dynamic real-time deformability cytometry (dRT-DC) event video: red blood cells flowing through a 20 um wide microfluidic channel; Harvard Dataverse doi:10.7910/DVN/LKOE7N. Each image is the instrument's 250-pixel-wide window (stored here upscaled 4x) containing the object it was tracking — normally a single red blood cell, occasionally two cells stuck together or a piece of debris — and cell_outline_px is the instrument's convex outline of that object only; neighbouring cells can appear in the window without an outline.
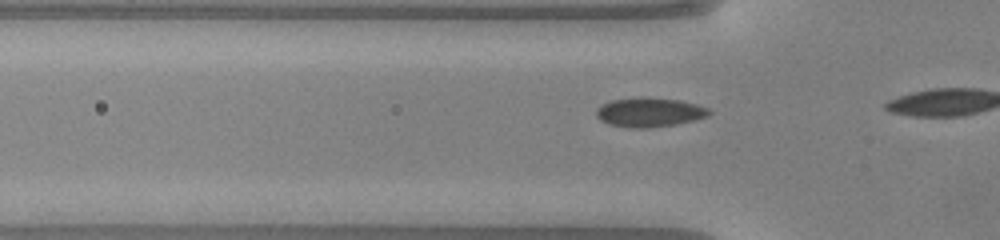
{"species": "common noctule bat (a hibernating species)", "species_latin": "Nyctalus noctula", "temperature_condition": "warm", "stored_images_in_passage": 8, "camera_frame_rate_fps": 3000, "um_per_image_px": 0.085, "animal": {"sex": "male", "body_mass_g": 20.0, "forearm_length_mm": 53.3}, "frame": {"image": 1, "passage_image": 6, "time_ms": 1.667, "image_size_px": [1000, 240], "cell_outline_px": [[712, 112], [708, 116], [676, 124], [644, 128], [636, 128], [612, 124], [600, 120], [596, 116], [596, 108], [600, 104], [612, 100], [640, 96], [644, 96], [680, 100], [696, 104], [708, 108]], "centroid_in_image_um": [55.19, 9.51], "position_along_channel_um": 70.6, "area_um2": 19.25}}